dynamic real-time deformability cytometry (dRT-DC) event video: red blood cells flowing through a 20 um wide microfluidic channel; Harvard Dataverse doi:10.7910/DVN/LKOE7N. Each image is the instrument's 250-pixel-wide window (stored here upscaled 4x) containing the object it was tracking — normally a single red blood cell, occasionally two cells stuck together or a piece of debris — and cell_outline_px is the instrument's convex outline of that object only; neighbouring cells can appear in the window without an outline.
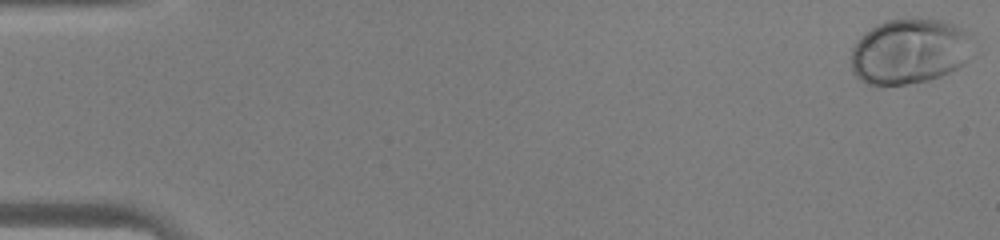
{"species": "human", "species_latin": "Homo sapiens", "temperature_condition": "warm", "stored_images_in_passage": 46, "camera_frame_rate_fps": 3000, "um_per_image_px": 0.085, "donor": {"sex": "male"}, "frame": {"image": 1, "passage_image": 1, "time_ms": 0.0, "image_size_px": [1000, 240], "cell_outline_px": [[972, 36], [968, 60], [964, 64], [940, 76], [928, 80], [904, 84], [868, 84], [860, 80], [852, 72], [852, 48], [856, 40], [864, 32], [876, 24], [888, 20], [908, 16], [944, 20], [964, 28], [972, 32]], "centroid_in_image_um": [77.32, 4.31], "position_along_channel_um": 7.7, "area_um2": 47.11}}
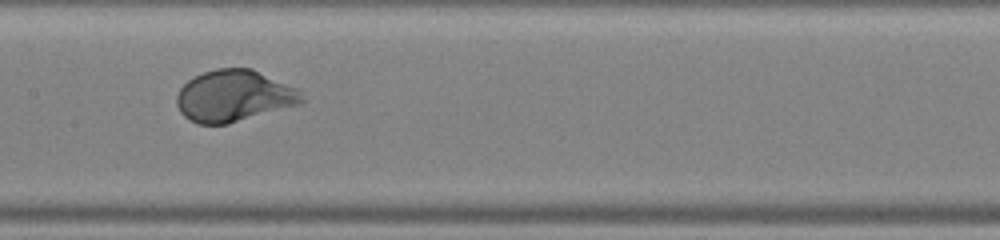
{"frame": {"image": 2, "passage_image": 24, "time_ms": 7.667, "image_size_px": [1000, 240], "cell_outline_px": [[304, 100], [300, 104], [228, 124], [200, 124], [188, 120], [180, 112], [176, 104], [176, 96], [180, 88], [188, 80], [204, 72], [216, 68], [252, 68], [296, 88], [300, 92]], "centroid_in_image_um": [19.86, 8.16], "position_along_channel_um": 187.5, "area_um2": 37.51}}
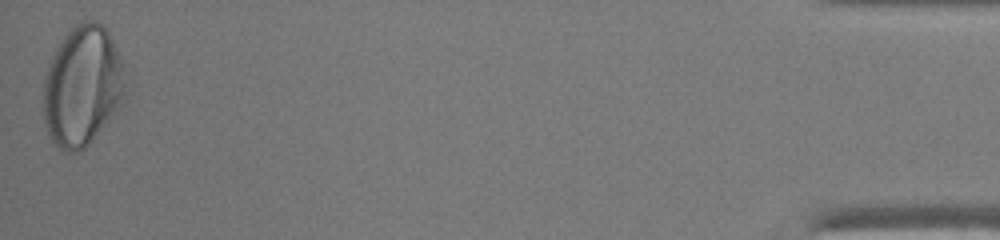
{"frame": {"image": 3, "passage_image": 46, "time_ms": 15.0, "image_size_px": [1000, 240], "cell_outline_px": [[124, 92], [92, 140], [80, 152], [68, 152], [60, 148], [48, 136], [44, 124], [44, 76], [52, 56], [56, 48], [64, 36], [80, 20], [96, 20], [108, 32], [124, 64]], "centroid_in_image_um": [6.95, 7.27], "position_along_channel_um": 428.3, "area_um2": 56.3}}